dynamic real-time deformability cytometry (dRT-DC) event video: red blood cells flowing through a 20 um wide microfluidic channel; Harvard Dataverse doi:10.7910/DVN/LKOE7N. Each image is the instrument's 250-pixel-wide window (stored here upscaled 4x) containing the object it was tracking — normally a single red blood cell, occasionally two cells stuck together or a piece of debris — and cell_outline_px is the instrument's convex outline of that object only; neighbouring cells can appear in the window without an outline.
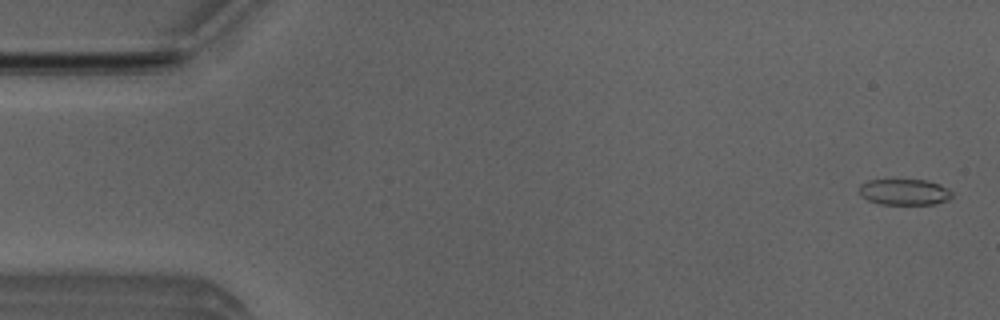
{"species": "Egyptian fruit bat (a non-hibernating species)", "species_latin": "Rousettus aegyptiacus", "temperature_condition": "room temperature", "stored_images_in_passage": 4, "camera_frame_rate_fps": 3000, "um_per_image_px": 0.085, "animal": {"sex": "male"}, "frame": {"image": 1, "passage_image": 4, "time_ms": 1.0, "image_size_px": [1000, 320], "cell_outline_px": [[952, 196], [948, 200], [932, 204], [880, 204], [868, 200], [860, 196], [860, 184], [868, 180], [928, 180], [940, 184], [948, 188], [952, 192]], "centroid_in_image_um": [76.88, 16.32], "position_along_channel_um": 8.1, "area_um2": 14.1}}